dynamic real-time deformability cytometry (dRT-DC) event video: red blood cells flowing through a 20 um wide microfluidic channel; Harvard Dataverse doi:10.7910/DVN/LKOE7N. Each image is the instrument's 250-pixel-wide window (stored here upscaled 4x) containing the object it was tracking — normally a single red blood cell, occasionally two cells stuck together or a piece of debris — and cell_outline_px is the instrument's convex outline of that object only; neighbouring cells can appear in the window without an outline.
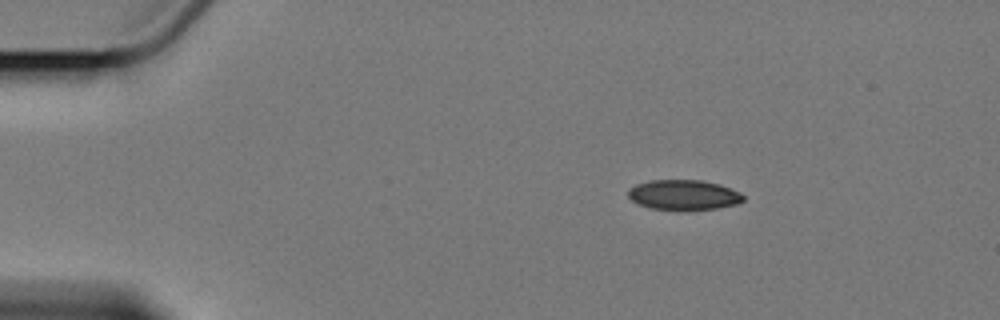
{"species": "Egyptian fruit bat (a non-hibernating species)", "species_latin": "Rousettus aegyptiacus", "temperature_condition": "cold", "stored_images_in_passage": 5, "camera_frame_rate_fps": 3000, "um_per_image_px": 0.085, "animal": {"sex": "female"}, "frame": {"image": 1, "passage_image": 1, "time_ms": 0.0, "image_size_px": [1000, 320], "cell_outline_px": [[744, 200], [740, 204], [716, 208], [652, 208], [636, 204], [628, 196], [628, 188], [636, 184], [648, 180], [700, 180], [720, 184], [740, 192], [744, 196]], "centroid_in_image_um": [58.11, 16.53], "position_along_channel_um": 26.9, "area_um2": 19.88}}
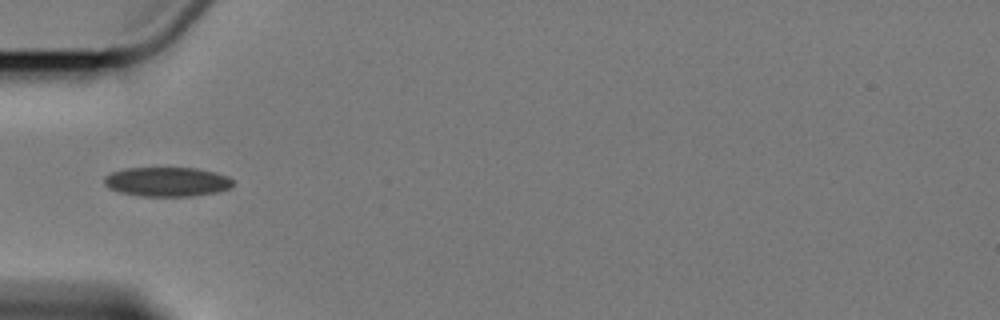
{"frame": {"image": 2, "passage_image": 4, "time_ms": 3.333, "image_size_px": [1000, 320], "cell_outline_px": [[232, 184], [228, 188], [216, 192], [192, 196], [140, 196], [120, 192], [108, 188], [104, 184], [104, 176], [112, 172], [124, 168], [196, 168], [216, 172], [228, 176], [232, 180]], "centroid_in_image_um": [14.16, 15.44], "position_along_channel_um": 70.8, "area_um2": 22.02}}